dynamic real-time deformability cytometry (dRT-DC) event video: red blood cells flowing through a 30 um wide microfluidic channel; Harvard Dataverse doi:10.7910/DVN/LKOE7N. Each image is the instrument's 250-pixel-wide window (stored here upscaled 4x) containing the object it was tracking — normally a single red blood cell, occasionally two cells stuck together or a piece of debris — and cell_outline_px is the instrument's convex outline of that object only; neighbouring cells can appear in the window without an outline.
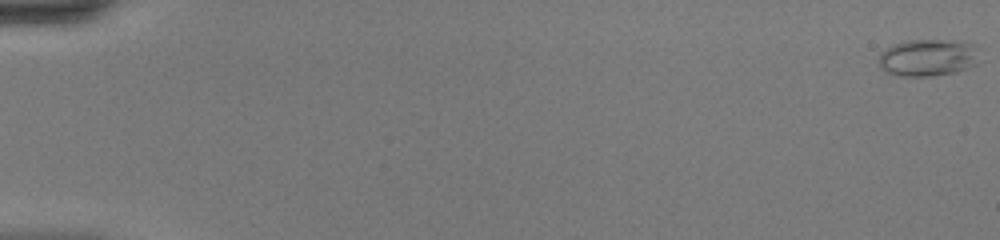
{"species": "common noctule bat (a hibernating species)", "species_latin": "Nyctalus noctula", "temperature_condition": "warm", "stored_images_in_passage": 48, "camera_frame_rate_fps": 3000, "um_per_image_px": 0.085, "animal": {"sex": "female", "body_mass_g": 20.0, "forearm_length_mm": 54.0}, "frame": {"image": 1, "passage_image": 1, "time_ms": 0.0, "image_size_px": [1000, 240], "cell_outline_px": [[984, 48], [976, 64], [968, 68], [956, 72], [932, 76], [896, 76], [884, 72], [880, 68], [880, 52], [892, 44], [904, 40], [952, 40], [972, 44]], "centroid_in_image_um": [78.92, 4.89], "position_along_channel_um": 6.1, "area_um2": 22.43}}
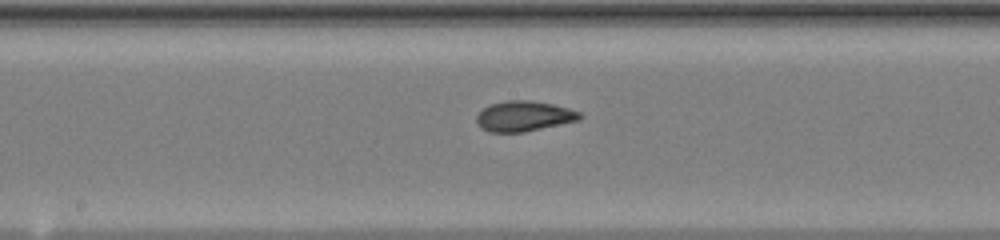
{"frame": {"image": 2, "passage_image": 27, "time_ms": 8.667, "image_size_px": [1000, 240], "cell_outline_px": [[584, 116], [580, 120], [524, 132], [488, 132], [480, 128], [476, 120], [476, 116], [484, 108], [492, 104], [508, 100], [528, 100], [552, 104], [568, 108], [580, 112]], "centroid_in_image_um": [44.55, 9.88], "position_along_channel_um": 203.7, "area_um2": 18.21}}
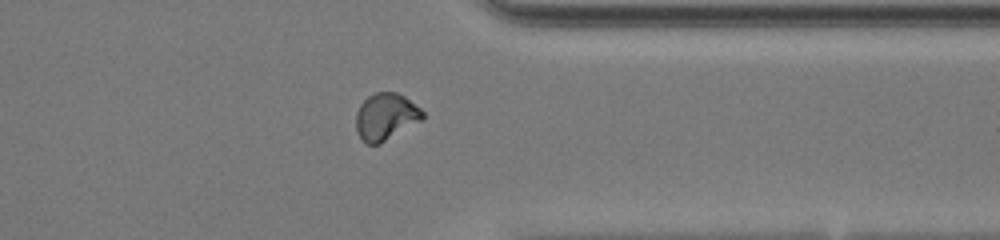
{"frame": {"image": 3, "passage_image": 39, "time_ms": 12.667, "image_size_px": [1000, 240], "cell_outline_px": [[424, 120], [380, 144], [368, 144], [356, 132], [356, 112], [360, 104], [368, 96], [376, 92], [396, 92], [404, 96], [420, 108], [424, 112]], "centroid_in_image_um": [32.81, 9.92], "position_along_channel_um": 378.6, "area_um2": 18.38}, "authors_computed_cell_mechanics": {"area_um2": 18.3804, "velocity_mm_per_s": 4.4587, "shape_relaxation_time_tau1_ms": 6.2434, "shape_relaxation_time_tau2_ms": 0.9646, "deformation_change_tau1": 0.168, "deformation_change_tau2": 0.0438}}